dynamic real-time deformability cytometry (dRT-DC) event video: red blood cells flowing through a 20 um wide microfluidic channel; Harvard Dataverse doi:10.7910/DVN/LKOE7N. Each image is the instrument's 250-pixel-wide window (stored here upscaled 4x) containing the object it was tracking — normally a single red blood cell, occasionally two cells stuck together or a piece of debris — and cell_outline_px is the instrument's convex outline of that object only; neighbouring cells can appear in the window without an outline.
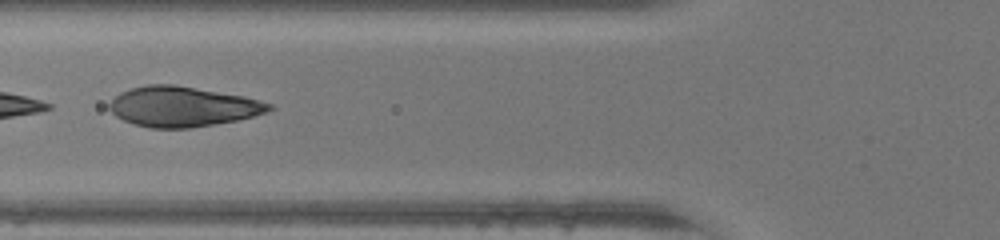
{"species": "human", "species_latin": "Homo sapiens", "temperature_condition": "warm", "stored_images_in_passage": 25, "camera_frame_rate_fps": 3000, "um_per_image_px": 0.085, "donor": {"sex": "female"}, "frame": {"image": 1, "passage_image": 8, "time_ms": 2.333, "image_size_px": [1000, 240], "cell_outline_px": [[276, 108], [268, 112], [236, 120], [188, 128], [148, 128], [132, 124], [116, 116], [108, 108], [108, 104], [120, 92], [132, 88], [148, 84], [176, 84], [244, 96], [272, 104]], "centroid_in_image_um": [15.51, 9.05], "position_along_channel_um": 110.3, "area_um2": 37.34}}
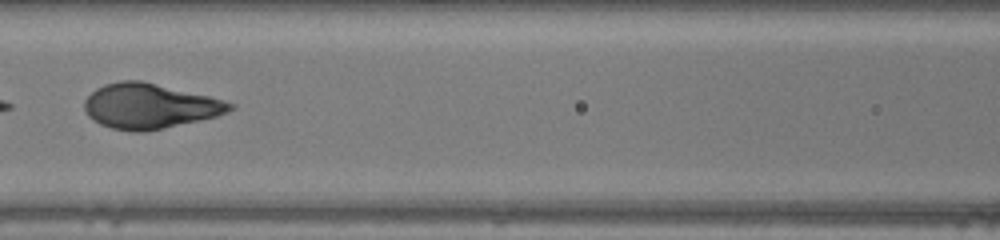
{"frame": {"image": 2, "passage_image": 11, "time_ms": 3.333, "image_size_px": [1000, 240], "cell_outline_px": [[236, 108], [228, 112], [216, 116], [164, 128], [144, 132], [132, 132], [112, 128], [100, 124], [92, 120], [88, 116], [84, 108], [84, 100], [96, 88], [104, 84], [120, 80], [140, 80], [208, 96], [236, 104]], "centroid_in_image_um": [12.69, 9.02], "position_along_channel_um": 153.9, "area_um2": 38.09}}